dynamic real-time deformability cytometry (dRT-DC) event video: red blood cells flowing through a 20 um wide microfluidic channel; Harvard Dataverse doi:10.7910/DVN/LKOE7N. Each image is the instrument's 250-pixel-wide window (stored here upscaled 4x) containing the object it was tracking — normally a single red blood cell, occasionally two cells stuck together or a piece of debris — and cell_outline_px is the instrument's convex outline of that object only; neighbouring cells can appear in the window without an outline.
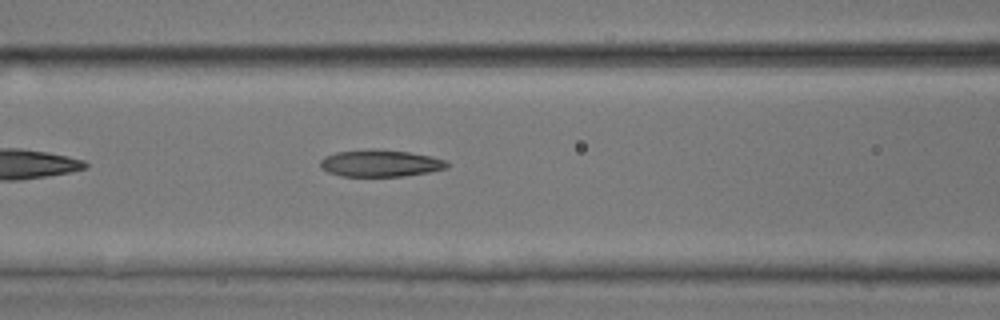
{"species": "common noctule bat (a hibernating species)", "species_latin": "Nyctalus noctula", "temperature_condition": "room temperature", "stored_images_in_passage": 5, "camera_frame_rate_fps": 3000, "um_per_image_px": 0.085, "animal": {"sex": "male", "body_mass_g": 17.9, "forearm_length_mm": 54.2}, "frame": {"image": 1, "passage_image": 5, "time_ms": 1.333, "image_size_px": [1000, 320], "cell_outline_px": [[448, 168], [428, 172], [404, 176], [340, 176], [328, 172], [320, 168], [320, 160], [324, 156], [336, 152], [368, 148], [376, 148], [408, 152], [432, 156], [444, 160], [448, 164]], "centroid_in_image_um": [32.29, 13.86], "position_along_channel_um": 134.3, "area_um2": 20.11}}